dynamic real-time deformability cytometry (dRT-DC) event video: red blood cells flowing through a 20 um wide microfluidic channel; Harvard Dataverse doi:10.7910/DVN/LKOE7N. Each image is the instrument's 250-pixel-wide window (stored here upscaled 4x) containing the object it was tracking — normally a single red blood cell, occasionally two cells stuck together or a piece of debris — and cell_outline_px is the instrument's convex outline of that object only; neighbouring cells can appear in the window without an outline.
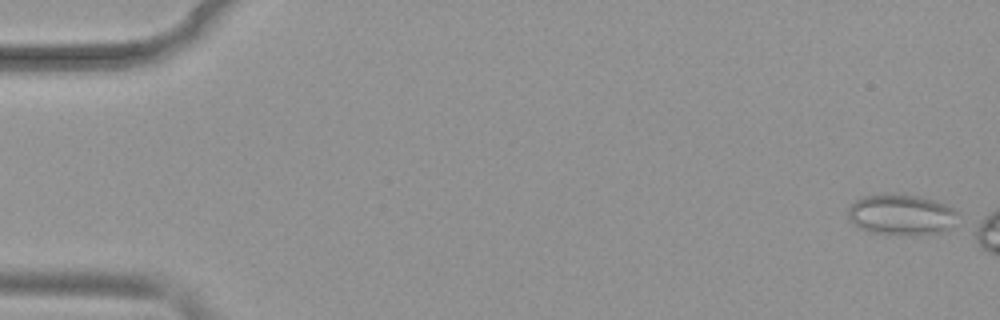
{"species": "common noctule bat (a hibernating species)", "species_latin": "Nyctalus noctula", "temperature_condition": "warm", "stored_images_in_passage": 47, "camera_frame_rate_fps": 3000, "um_per_image_px": 0.085, "animal": {"sex": "female", "body_mass_g": 19.9}, "frame": {"image": 1, "passage_image": 2, "time_ms": 0.333, "image_size_px": [1000, 320], "cell_outline_px": [[960, 212], [948, 228], [944, 232], [868, 232], [852, 224], [848, 216], [848, 208], [856, 200], [864, 196], [916, 196], [936, 200], [948, 204]], "centroid_in_image_um": [76.61, 18.22], "position_along_channel_um": 8.4, "area_um2": 24.8}}
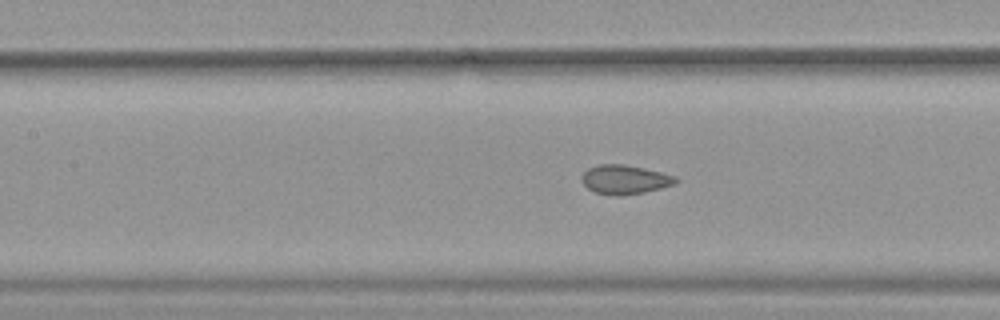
{"frame": {"image": 2, "passage_image": 24, "time_ms": 7.667, "image_size_px": [1000, 320], "cell_outline_px": [[680, 180], [672, 184], [660, 188], [644, 192], [620, 196], [616, 196], [596, 192], [588, 188], [580, 180], [580, 176], [588, 168], [600, 164], [624, 164], [644, 168], [676, 176]], "centroid_in_image_um": [53.08, 15.25], "position_along_channel_um": 154.3, "area_um2": 15.9}}
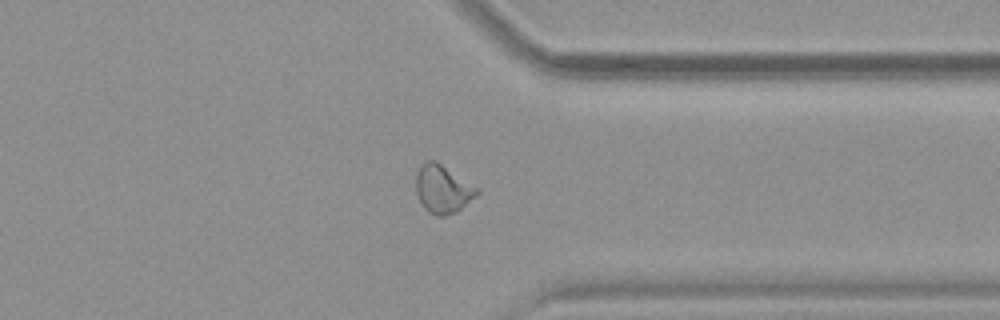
{"frame": {"image": 3, "passage_image": 41, "time_ms": 13.333, "image_size_px": [1000, 320], "cell_outline_px": [[480, 192], [476, 196], [456, 212], [444, 216], [436, 216], [428, 212], [424, 208], [416, 192], [416, 176], [420, 164], [424, 160], [436, 160], [480, 188]], "centroid_in_image_um": [37.64, 16.05], "position_along_channel_um": 373.8, "area_um2": 17.34}}